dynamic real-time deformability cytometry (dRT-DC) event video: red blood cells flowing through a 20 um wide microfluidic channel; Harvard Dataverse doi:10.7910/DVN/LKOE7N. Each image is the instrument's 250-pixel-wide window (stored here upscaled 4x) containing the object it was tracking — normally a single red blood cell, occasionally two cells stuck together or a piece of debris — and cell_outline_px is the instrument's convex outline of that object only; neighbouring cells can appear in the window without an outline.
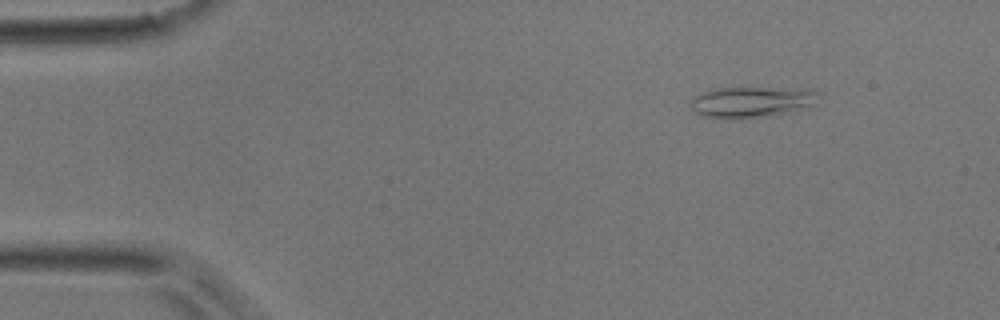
{"species": "common noctule bat (a hibernating species)", "species_latin": "Nyctalus noctula", "temperature_condition": "room temperature", "stored_images_in_passage": 42, "camera_frame_rate_fps": 3000, "um_per_image_px": 0.085, "animal": {"sex": "male", "body_mass_g": 17.9}, "frame": {"image": 1, "passage_image": 2, "time_ms": 0.333, "image_size_px": [1000, 320], "cell_outline_px": [[820, 92], [816, 104], [808, 108], [768, 116], [736, 120], [704, 116], [696, 112], [692, 108], [692, 96], [716, 88], [804, 88]], "centroid_in_image_um": [63.95, 8.67], "position_along_channel_um": 21.1, "area_um2": 23.35}}
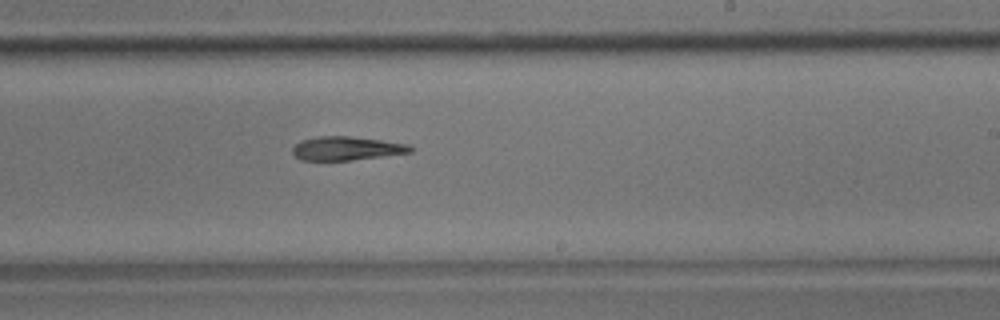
{"frame": {"image": 2, "passage_image": 24, "time_ms": 7.667, "image_size_px": [1000, 320], "cell_outline_px": [[412, 152], [352, 160], [300, 160], [292, 152], [292, 148], [300, 140], [316, 136], [352, 136], [408, 144], [412, 148]], "centroid_in_image_um": [29.42, 12.61], "position_along_channel_um": 259.6, "area_um2": 16.24}}
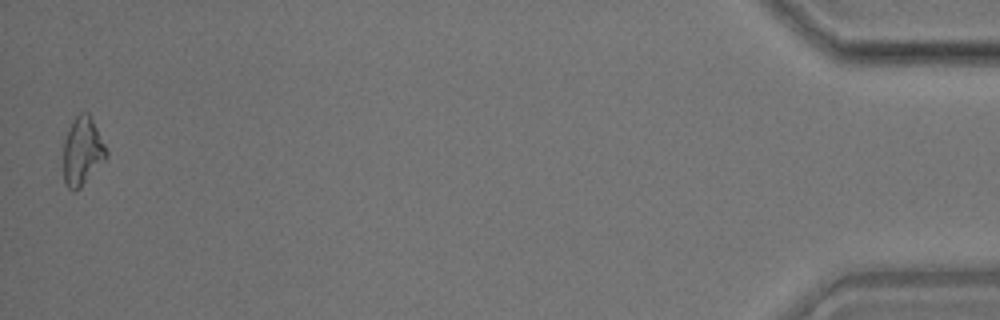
{"frame": {"image": 3, "passage_image": 42, "time_ms": 13.667, "image_size_px": [1000, 320], "cell_outline_px": [[108, 156], [80, 188], [72, 192], [64, 184], [64, 140], [68, 128], [72, 120], [80, 112], [88, 112], [108, 152]], "centroid_in_image_um": [6.98, 12.87], "position_along_channel_um": 428.2, "area_um2": 16.94}}